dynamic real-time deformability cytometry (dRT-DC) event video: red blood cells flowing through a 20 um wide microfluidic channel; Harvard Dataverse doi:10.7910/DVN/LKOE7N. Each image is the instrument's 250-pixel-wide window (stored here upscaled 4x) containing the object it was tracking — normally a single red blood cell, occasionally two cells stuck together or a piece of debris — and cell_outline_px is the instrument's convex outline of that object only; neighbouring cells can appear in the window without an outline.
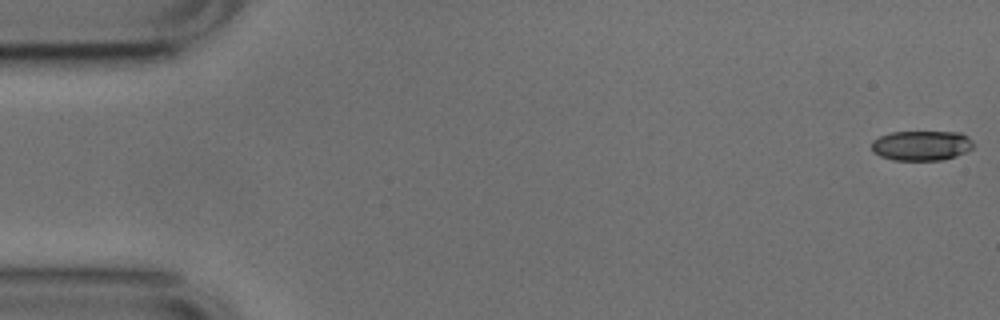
{"species": "common noctule bat (a hibernating species)", "species_latin": "Nyctalus noctula", "temperature_condition": "cold", "stored_images_in_passage": 53, "camera_frame_rate_fps": 3000, "um_per_image_px": 0.085, "animal": {"sex": "male", "body_mass_g": 17.9, "forearm_length_mm": 54.2}, "frame": {"image": 1, "passage_image": 1, "time_ms": 0.0, "image_size_px": [1000, 320], "cell_outline_px": [[972, 148], [956, 156], [940, 160], [892, 160], [880, 156], [872, 152], [872, 140], [880, 136], [892, 132], [960, 132], [968, 136], [972, 140]], "centroid_in_image_um": [78.3, 12.37], "position_along_channel_um": 6.7, "area_um2": 17.74}}
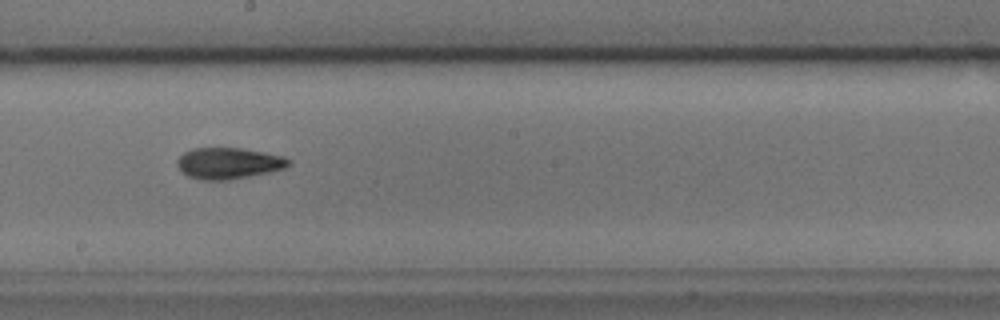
{"frame": {"image": 2, "passage_image": 29, "time_ms": 9.333, "image_size_px": [1000, 320], "cell_outline_px": [[292, 164], [284, 168], [268, 172], [248, 176], [224, 180], [204, 180], [188, 176], [176, 164], [176, 160], [184, 152], [192, 148], [240, 148], [264, 152], [284, 156], [292, 160]], "centroid_in_image_um": [19.45, 13.86], "position_along_channel_um": 228.8, "area_um2": 20.17}}
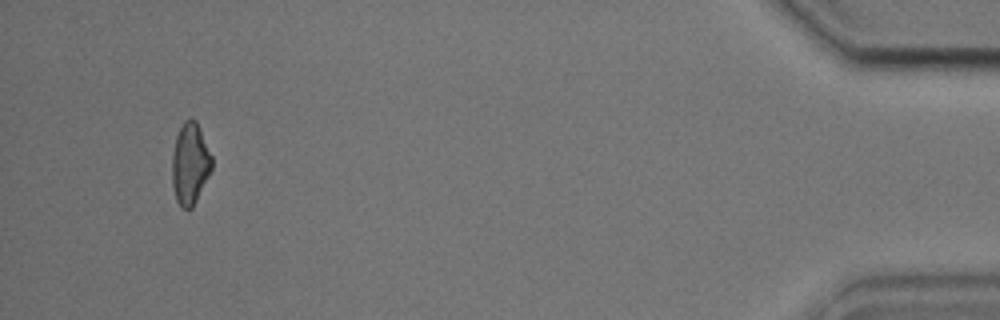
{"frame": {"image": 3, "passage_image": 50, "time_ms": 16.333, "image_size_px": [1000, 320], "cell_outline_px": [[212, 168], [192, 208], [180, 208], [176, 200], [172, 184], [172, 156], [176, 136], [184, 120], [196, 120], [200, 128], [212, 156]], "centroid_in_image_um": [16.15, 13.92], "position_along_channel_um": 419.1, "area_um2": 18.73}, "authors_computed_cell_mechanics": {"area_um2": 19.3052, "velocity_mm_per_s": 3.8009, "shape_relaxation_time_tau1_ms": 7.0583, "shape_relaxation_time_tau2_ms": 3.2716, "deformation_change_tau1": 0.1816, "deformation_change_tau2": 0.0924}}